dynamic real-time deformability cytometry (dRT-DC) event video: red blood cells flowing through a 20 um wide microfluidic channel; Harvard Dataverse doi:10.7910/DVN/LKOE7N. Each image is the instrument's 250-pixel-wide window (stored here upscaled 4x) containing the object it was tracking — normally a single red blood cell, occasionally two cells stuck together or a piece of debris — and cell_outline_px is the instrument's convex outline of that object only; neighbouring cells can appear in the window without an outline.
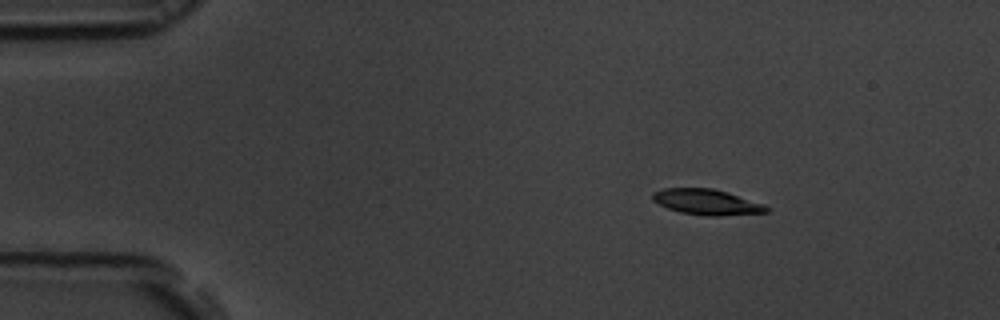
{"species": "common noctule bat (a hibernating species)", "species_latin": "Nyctalus noctula", "temperature_condition": "room temperature", "stored_images_in_passage": 55, "camera_frame_rate_fps": 3000, "um_per_image_px": 0.085, "animal": {"sex": "male", "body_mass_g": 19.5, "forearm_length_mm": 54.6}, "frame": {"image": 1, "passage_image": 8, "time_ms": 2.333, "image_size_px": [1000, 320], "cell_outline_px": [[772, 208], [768, 212], [720, 216], [708, 216], [680, 212], [668, 208], [652, 200], [652, 192], [664, 188], [712, 188], [728, 192], [764, 204]], "centroid_in_image_um": [60.1, 17.17], "position_along_channel_um": 24.9, "area_um2": 17.05}}
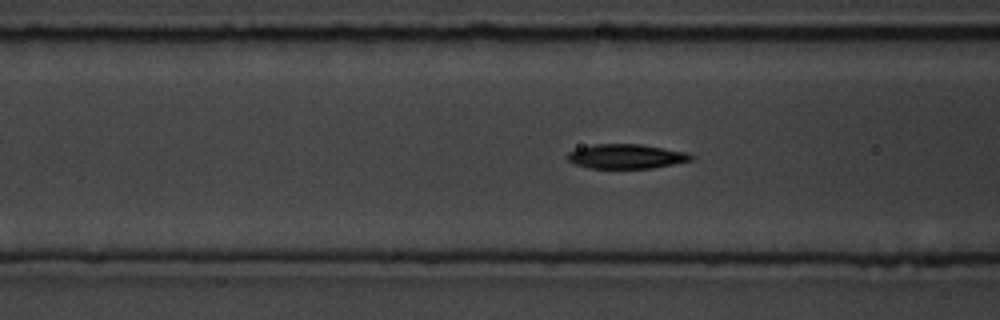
{"frame": {"image": 2, "passage_image": 21, "time_ms": 6.667, "image_size_px": [1000, 320], "cell_outline_px": [[692, 160], [652, 168], [588, 168], [576, 164], [568, 160], [568, 152], [580, 148], [596, 144], [640, 144], [688, 152], [692, 156]], "centroid_in_image_um": [53.24, 13.29], "position_along_channel_um": 113.4, "area_um2": 17.4}}
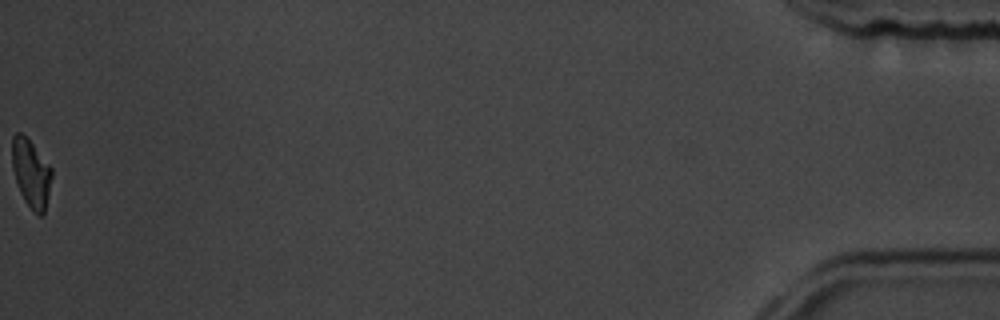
{"frame": {"image": 3, "passage_image": 55, "time_ms": 18.0, "image_size_px": [1000, 320], "cell_outline_px": [[52, 176], [48, 196], [44, 212], [40, 216], [24, 200], [20, 192], [12, 168], [12, 136], [16, 132], [20, 132], [32, 144], [52, 168]], "centroid_in_image_um": [2.63, 14.7], "position_along_channel_um": 432.6, "area_um2": 15.37}, "authors_computed_cell_mechanics": {"area_um2": 17.3978, "velocity_mm_per_s": 3.7196, "shape_relaxation_time_tau1_ms": 3.0124, "shape_relaxation_time_tau2_ms": 2.244, "deformation_change_tau1": 0.1651, "deformation_change_tau2": 0.0597}}